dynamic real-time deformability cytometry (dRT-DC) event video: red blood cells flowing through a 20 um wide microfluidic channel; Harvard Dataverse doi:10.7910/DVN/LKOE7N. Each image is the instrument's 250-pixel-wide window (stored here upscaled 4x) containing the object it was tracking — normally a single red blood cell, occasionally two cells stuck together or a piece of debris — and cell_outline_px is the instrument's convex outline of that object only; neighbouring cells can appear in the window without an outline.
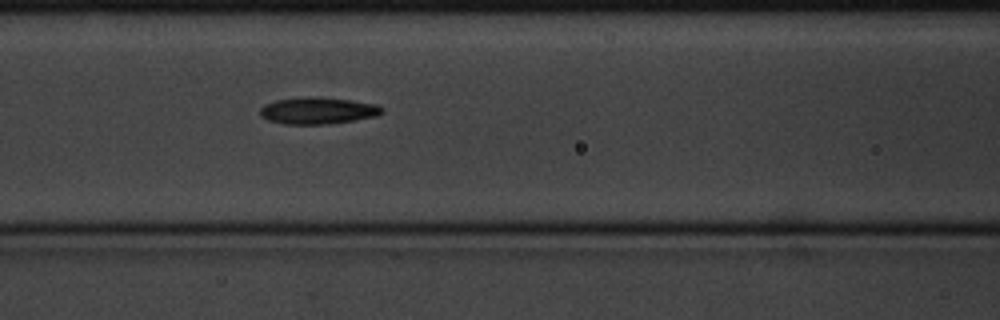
{"species": "common noctule bat (a hibernating species)", "species_latin": "Nyctalus noctula", "temperature_condition": "cold", "stored_images_in_passage": 5, "camera_frame_rate_fps": 3000, "um_per_image_px": 0.085, "animal": {"sex": "male", "body_mass_g": 20.1, "forearm_length_mm": 53.5}, "frame": {"image": 1, "passage_image": 5, "time_ms": 1.333, "image_size_px": [1000, 320], "cell_outline_px": [[384, 112], [376, 116], [328, 124], [284, 124], [268, 120], [260, 116], [260, 108], [264, 104], [276, 100], [312, 96], [316, 96], [348, 100], [376, 104], [384, 108]], "centroid_in_image_um": [27.0, 9.4], "position_along_channel_um": 139.6, "area_um2": 18.96}}